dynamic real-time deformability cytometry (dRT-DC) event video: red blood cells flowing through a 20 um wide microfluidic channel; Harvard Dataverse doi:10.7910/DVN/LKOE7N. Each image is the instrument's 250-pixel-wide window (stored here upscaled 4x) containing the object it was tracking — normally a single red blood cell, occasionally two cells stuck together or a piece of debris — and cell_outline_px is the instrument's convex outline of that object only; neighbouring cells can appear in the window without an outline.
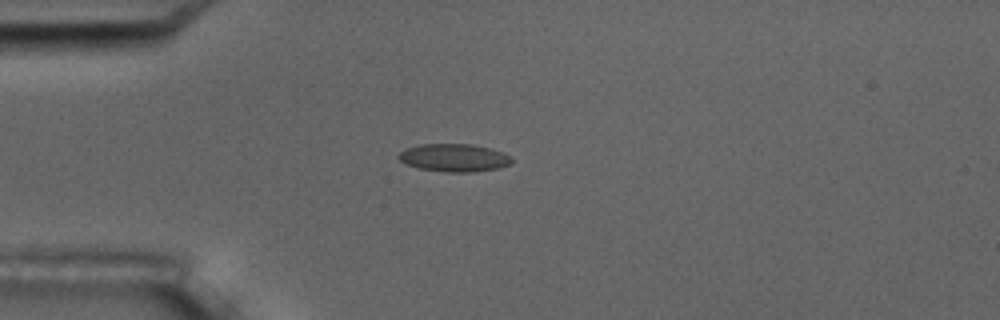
{"species": "common noctule bat (a hibernating species)", "species_latin": "Nyctalus noctula", "temperature_condition": "room temperature", "stored_images_in_passage": 14, "camera_frame_rate_fps": 3000, "um_per_image_px": 0.085, "animal": {"sex": "male", "body_mass_g": 17.5, "forearm_length_mm": 52.3}, "frame": {"image": 1, "passage_image": 3, "time_ms": 3.333, "image_size_px": [1000, 320], "cell_outline_px": [[512, 164], [496, 168], [472, 172], [444, 172], [420, 168], [408, 164], [400, 160], [396, 156], [404, 148], [420, 144], [472, 144], [488, 148], [500, 152], [508, 156], [512, 160]], "centroid_in_image_um": [38.55, 13.4], "position_along_channel_um": 46.5, "area_um2": 18.15}}
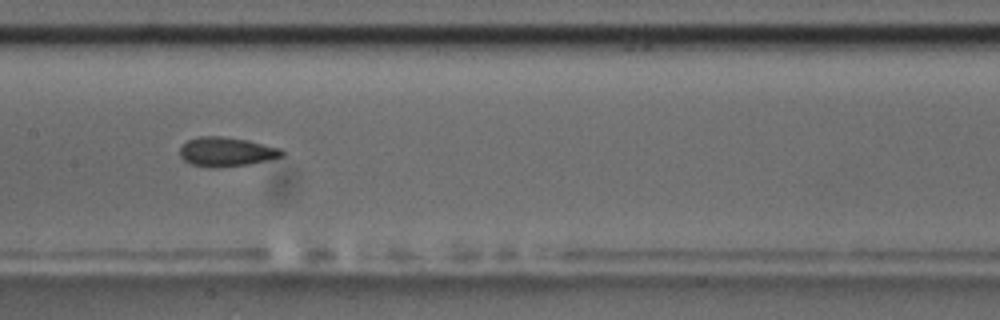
{"frame": {"image": 2, "passage_image": 7, "time_ms": 7.667, "image_size_px": [1000, 320], "cell_outline_px": [[284, 156], [268, 160], [248, 164], [216, 168], [212, 168], [192, 164], [184, 160], [180, 156], [180, 148], [188, 140], [200, 136], [220, 136], [248, 140], [280, 148], [284, 152]], "centroid_in_image_um": [19.25, 12.9], "position_along_channel_um": 188.1, "area_um2": 17.34}}
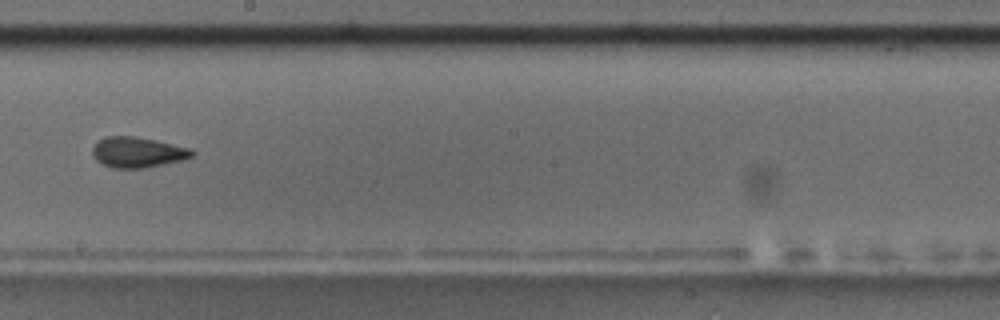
{"frame": {"image": 3, "passage_image": 8, "time_ms": 9.0, "image_size_px": [1000, 320], "cell_outline_px": [[196, 152], [192, 156], [184, 160], [144, 168], [112, 168], [96, 160], [92, 156], [92, 148], [104, 136], [136, 136], [156, 140], [192, 148]], "centroid_in_image_um": [11.73, 12.94], "position_along_channel_um": 236.5, "area_um2": 17.86}, "authors_computed_cell_mechanics": {"area_um2": 17.1666, "velocity_mm_per_s": 3.6495, "shape_relaxation_time_tau1_ms": 3.9271, "shape_relaxation_time_tau2_ms": 2.9012, "deformation_change_tau1": 0.1263, "deformation_change_tau2": 0.0693}}